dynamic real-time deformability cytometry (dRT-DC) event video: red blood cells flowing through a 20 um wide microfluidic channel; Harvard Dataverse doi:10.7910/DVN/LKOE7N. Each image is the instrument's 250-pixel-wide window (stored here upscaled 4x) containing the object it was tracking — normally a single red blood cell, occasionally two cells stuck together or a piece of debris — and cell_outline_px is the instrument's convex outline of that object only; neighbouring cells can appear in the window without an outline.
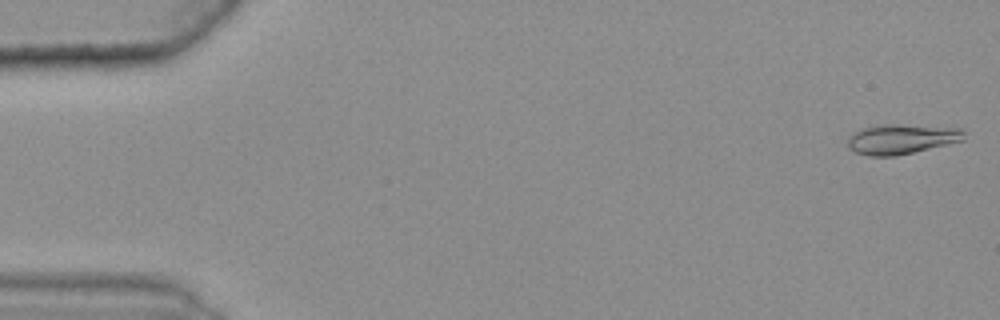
{"species": "common noctule bat (a hibernating species)", "species_latin": "Nyctalus noctula", "temperature_condition": "warm", "stored_images_in_passage": 49, "camera_frame_rate_fps": 3000, "um_per_image_px": 0.085, "animal": {"sex": "female", "body_mass_g": 25.1}, "frame": {"image": 1, "passage_image": 1, "time_ms": 0.0, "image_size_px": [1000, 320], "cell_outline_px": [[964, 140], [896, 156], [868, 156], [856, 152], [848, 148], [848, 136], [852, 132], [864, 128], [884, 124], [900, 124], [960, 128], [964, 132]], "centroid_in_image_um": [76.59, 11.82], "position_along_channel_um": 8.4, "area_um2": 20.23}}
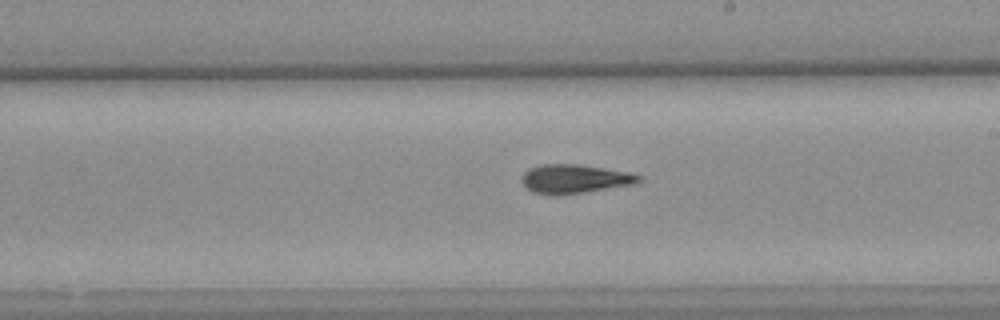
{"frame": {"image": 2, "passage_image": 32, "time_ms": 10.333, "image_size_px": [1000, 320], "cell_outline_px": [[644, 180], [636, 184], [564, 196], [548, 196], [532, 192], [520, 180], [524, 172], [528, 168], [544, 164], [576, 164], [604, 168], [628, 172], [640, 176]], "centroid_in_image_um": [48.84, 15.23], "position_along_channel_um": 240.2, "area_um2": 20.17}}
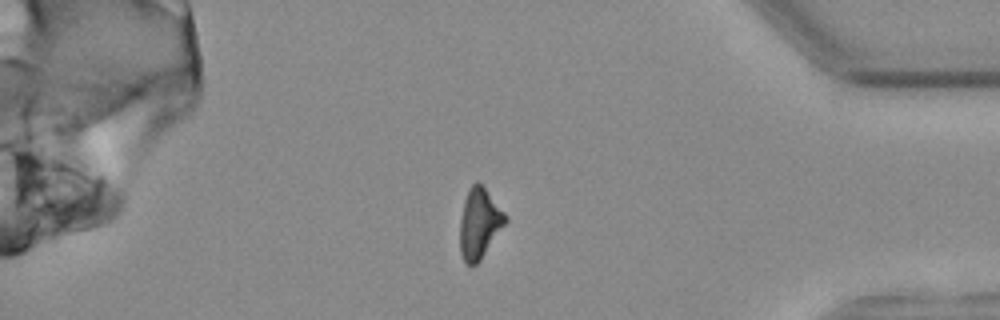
{"frame": {"image": 3, "passage_image": 47, "time_ms": 15.333, "image_size_px": [1000, 320], "cell_outline_px": [[508, 220], [480, 260], [476, 264], [468, 264], [464, 260], [460, 252], [460, 220], [464, 200], [468, 188], [476, 180], [484, 188], [508, 216]], "centroid_in_image_um": [40.74, 18.97], "position_along_channel_um": 394.5, "area_um2": 18.38}, "authors_computed_cell_mechanics": {"area_um2": 19.1896, "velocity_mm_per_s": 3.6261, "shape_relaxation_time_tau1_ms": 7.1093, "shape_relaxation_time_tau2_ms": 5.4453, "deformation_change_tau1": 0.1908, "deformation_change_tau2": 0.1407}}